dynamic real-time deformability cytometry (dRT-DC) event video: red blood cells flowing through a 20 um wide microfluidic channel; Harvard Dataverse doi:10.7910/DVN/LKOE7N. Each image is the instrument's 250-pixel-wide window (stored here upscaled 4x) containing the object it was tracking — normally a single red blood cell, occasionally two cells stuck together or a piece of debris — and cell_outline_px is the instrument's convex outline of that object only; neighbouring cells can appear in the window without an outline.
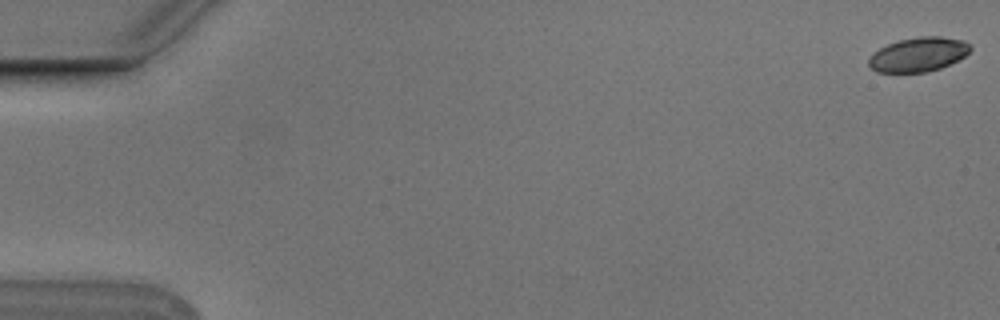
{"species": "Egyptian fruit bat (a non-hibernating species)", "species_latin": "Rousettus aegyptiacus", "temperature_condition": "cold", "stored_images_in_passage": 6, "camera_frame_rate_fps": 3000, "um_per_image_px": 0.085, "animal": {"sex": "male"}, "frame": {"image": 1, "passage_image": 1, "time_ms": 0.0, "image_size_px": [1000, 320], "cell_outline_px": [[972, 48], [964, 56], [940, 68], [924, 72], [876, 72], [868, 64], [868, 60], [880, 48], [888, 44], [900, 40], [920, 36], [940, 36], [964, 40], [972, 44]], "centroid_in_image_um": [78.09, 4.62], "position_along_channel_um": 6.9, "area_um2": 20.06}}
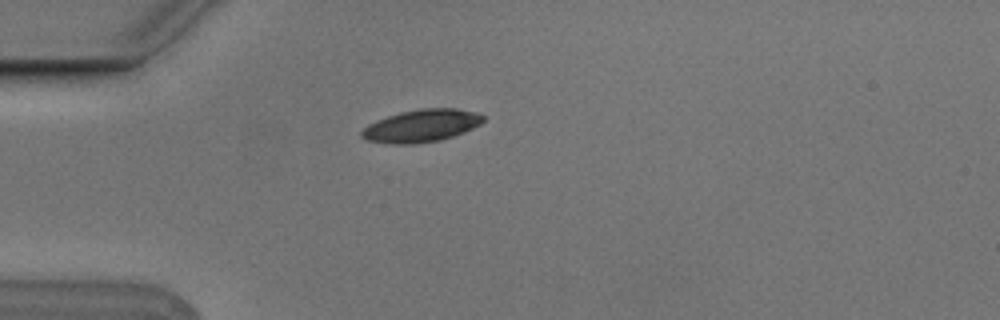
{"frame": {"image": 2, "passage_image": 5, "time_ms": 1.333, "image_size_px": [1000, 320], "cell_outline_px": [[484, 120], [480, 124], [464, 132], [440, 140], [412, 144], [388, 144], [368, 140], [360, 136], [360, 132], [368, 124], [376, 120], [400, 112], [420, 108], [456, 108], [476, 112], [484, 116]], "centroid_in_image_um": [35.81, 10.69], "position_along_channel_um": 49.2, "area_um2": 23.06}}